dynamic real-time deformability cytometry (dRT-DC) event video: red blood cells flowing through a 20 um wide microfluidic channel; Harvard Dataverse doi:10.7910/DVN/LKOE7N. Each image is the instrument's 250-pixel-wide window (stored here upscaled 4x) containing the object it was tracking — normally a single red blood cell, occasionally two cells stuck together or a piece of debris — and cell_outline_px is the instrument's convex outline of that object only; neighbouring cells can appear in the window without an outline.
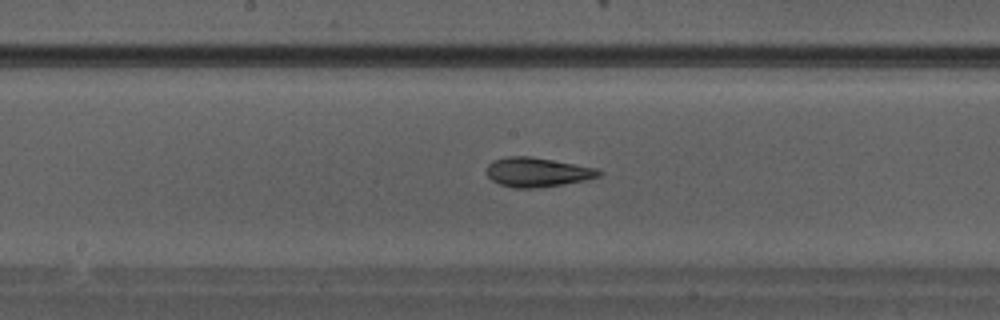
{"species": "Egyptian fruit bat (a non-hibernating species)", "species_latin": "Rousettus aegyptiacus", "temperature_condition": "warm", "stored_images_in_passage": 23, "camera_frame_rate_fps": 3000, "um_per_image_px": 0.085, "animal": {"sex": "male"}, "frame": {"image": 1, "passage_image": 10, "time_ms": 3.0, "image_size_px": [1000, 320], "cell_outline_px": [[604, 172], [600, 176], [584, 180], [560, 184], [532, 188], [512, 188], [500, 184], [492, 180], [488, 176], [488, 164], [492, 160], [508, 156], [532, 156], [576, 164], [596, 168]], "centroid_in_image_um": [45.67, 14.62], "position_along_channel_um": 202.5, "area_um2": 19.07}}
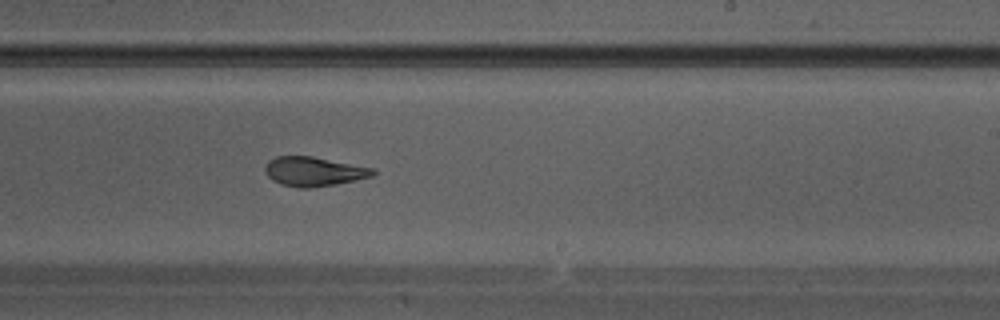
{"frame": {"image": 2, "passage_image": 13, "time_ms": 4.0, "image_size_px": [1000, 320], "cell_outline_px": [[376, 172], [372, 176], [356, 180], [336, 184], [308, 188], [300, 188], [280, 184], [272, 180], [264, 172], [264, 168], [268, 160], [276, 156], [312, 156], [376, 168]], "centroid_in_image_um": [26.67, 14.57], "position_along_channel_um": 262.3, "area_um2": 18.61}}